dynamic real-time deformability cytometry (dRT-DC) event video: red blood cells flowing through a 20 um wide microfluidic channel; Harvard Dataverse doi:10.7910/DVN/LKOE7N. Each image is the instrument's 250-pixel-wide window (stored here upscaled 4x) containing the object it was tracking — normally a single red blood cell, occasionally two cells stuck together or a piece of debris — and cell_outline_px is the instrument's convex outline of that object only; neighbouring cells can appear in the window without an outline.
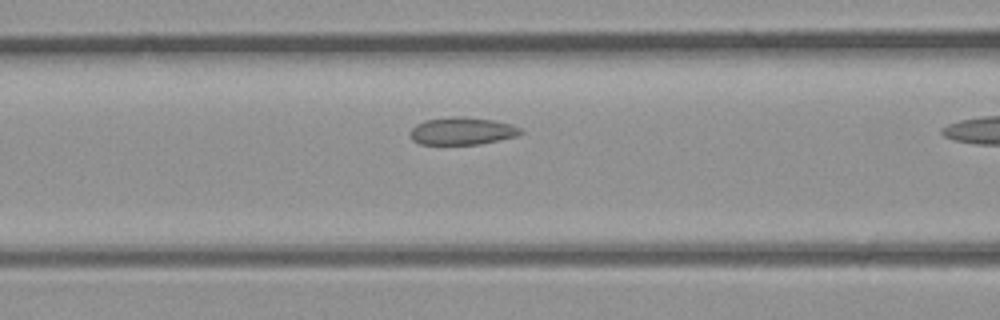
{"species": "common noctule bat (a hibernating species)", "species_latin": "Nyctalus noctula", "temperature_condition": "room temperature", "stored_images_in_passage": 4, "camera_frame_rate_fps": 3000, "um_per_image_px": 0.085, "animal": {"sex": "male", "body_mass_g": 23.1, "forearm_length_mm": 52.7}, "frame": {"image": 1, "passage_image": 3, "time_ms": 0.667, "image_size_px": [1000, 320], "cell_outline_px": [[524, 132], [516, 136], [480, 144], [420, 144], [412, 140], [412, 128], [416, 124], [428, 120], [452, 116], [460, 116], [492, 120], [508, 124], [520, 128]], "centroid_in_image_um": [39.28, 11.14], "position_along_channel_um": 127.3, "area_um2": 17.34}}